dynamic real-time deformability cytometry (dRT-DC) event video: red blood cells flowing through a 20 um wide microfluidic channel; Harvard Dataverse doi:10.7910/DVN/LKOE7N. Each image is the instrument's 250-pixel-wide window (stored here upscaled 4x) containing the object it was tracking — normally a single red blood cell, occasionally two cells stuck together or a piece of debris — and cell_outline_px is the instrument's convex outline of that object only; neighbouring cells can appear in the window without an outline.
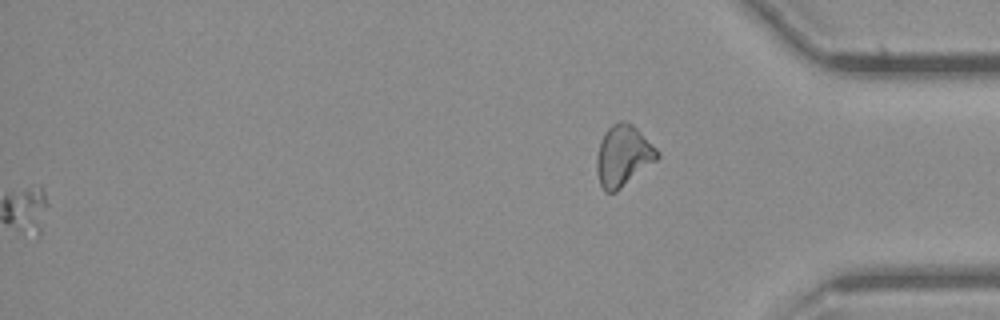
{"species": "common noctule bat (a hibernating species)", "species_latin": "Nyctalus noctula", "temperature_condition": "cold", "stored_images_in_passage": 52, "segment_of_instrument_passage": [2, 2], "camera_frame_rate_fps": 3000, "um_per_image_px": 0.085, "animal": {"sex": "female", "body_mass_g": 21.9}, "frame": {"image": 1, "passage_image": 52, "time_ms": 17.0, "image_size_px": [1000, 320], "cell_outline_px": [[660, 156], [656, 160], [616, 192], [604, 192], [600, 184], [596, 172], [596, 156], [600, 140], [604, 132], [612, 124], [620, 120], [628, 120], [660, 152]], "centroid_in_image_um": [52.93, 13.23], "position_along_channel_um": 382.3, "area_um2": 21.62}}